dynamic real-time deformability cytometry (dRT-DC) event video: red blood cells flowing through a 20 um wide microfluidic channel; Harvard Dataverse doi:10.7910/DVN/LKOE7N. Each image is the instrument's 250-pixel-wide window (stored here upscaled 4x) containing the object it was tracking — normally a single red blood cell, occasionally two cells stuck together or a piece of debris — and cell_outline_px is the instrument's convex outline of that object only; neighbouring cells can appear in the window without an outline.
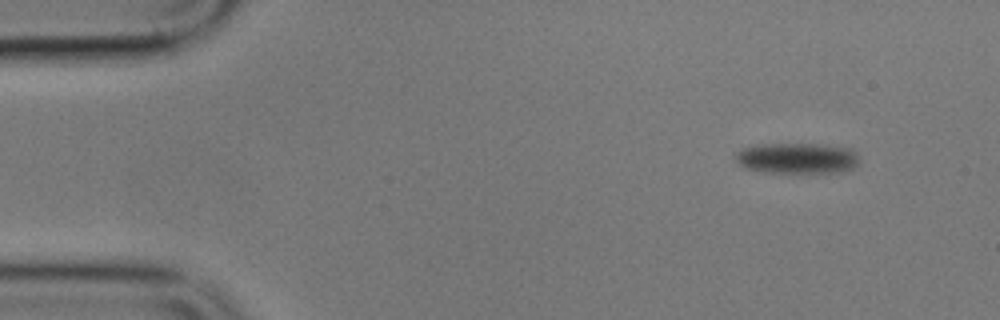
{"species": "common noctule bat (a hibernating species)", "species_latin": "Nyctalus noctula", "temperature_condition": "cold", "stored_images_in_passage": 4, "camera_frame_rate_fps": 3000, "um_per_image_px": 0.085, "animal": {"sex": "male", "body_mass_g": 17.9}, "frame": {"image": 1, "passage_image": 1, "time_ms": 0.0, "image_size_px": [1000, 320], "cell_outline_px": [[856, 164], [852, 168], [844, 172], [764, 172], [744, 168], [736, 160], [736, 152], [740, 148], [760, 144], [816, 144], [852, 148], [856, 152]], "centroid_in_image_um": [67.72, 13.44], "position_along_channel_um": 17.3, "area_um2": 22.08}}